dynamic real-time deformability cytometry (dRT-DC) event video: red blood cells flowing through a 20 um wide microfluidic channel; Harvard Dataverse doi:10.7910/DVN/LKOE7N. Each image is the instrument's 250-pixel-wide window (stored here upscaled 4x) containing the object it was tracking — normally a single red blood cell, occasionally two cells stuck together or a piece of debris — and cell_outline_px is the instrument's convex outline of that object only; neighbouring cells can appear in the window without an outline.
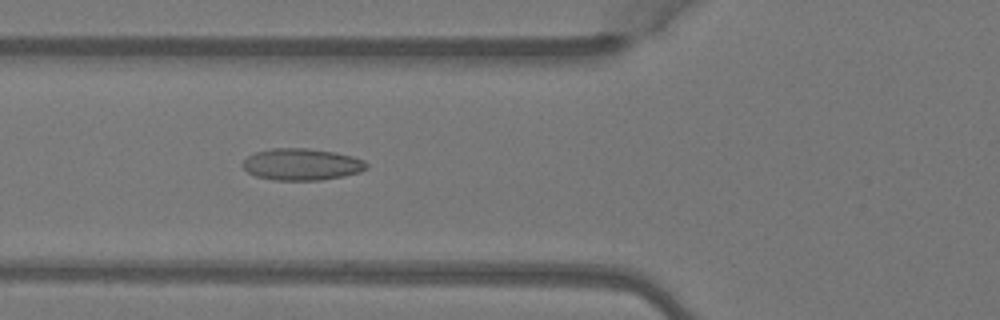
{"species": "Egyptian fruit bat (a non-hibernating species)", "species_latin": "Rousettus aegyptiacus", "temperature_condition": "warm", "stored_images_in_passage": 5, "camera_frame_rate_fps": 3000, "um_per_image_px": 0.085, "animal": {"sex": "female"}, "frame": {"image": 1, "passage_image": 5, "time_ms": 1.333, "image_size_px": [1000, 320], "cell_outline_px": [[368, 168], [360, 172], [344, 176], [320, 180], [272, 180], [256, 176], [248, 172], [240, 164], [248, 156], [256, 152], [272, 148], [308, 148], [336, 152], [352, 156], [364, 160], [368, 164]], "centroid_in_image_um": [25.66, 13.97], "position_along_channel_um": 100.1, "area_um2": 23.06}}